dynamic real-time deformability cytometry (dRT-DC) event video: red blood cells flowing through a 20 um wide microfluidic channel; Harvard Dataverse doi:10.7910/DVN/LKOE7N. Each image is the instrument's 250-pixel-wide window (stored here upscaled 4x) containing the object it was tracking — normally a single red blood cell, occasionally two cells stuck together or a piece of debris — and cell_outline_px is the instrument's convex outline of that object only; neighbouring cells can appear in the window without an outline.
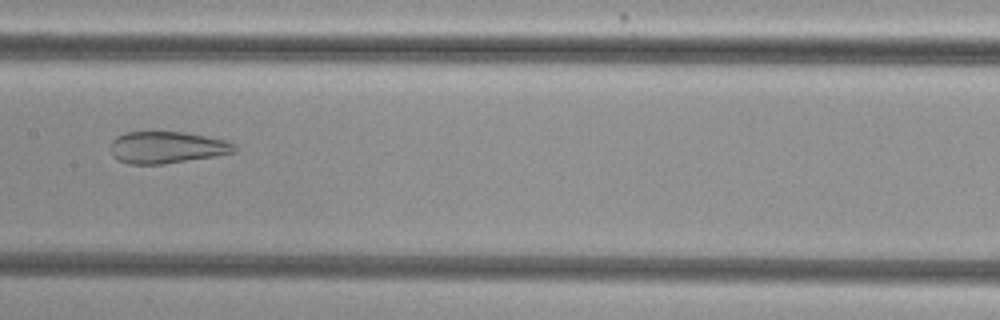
{"species": "common noctule bat (a hibernating species)", "species_latin": "Nyctalus noctula", "temperature_condition": "cold", "stored_images_in_passage": 54, "camera_frame_rate_fps": 3000, "um_per_image_px": 0.085, "animal": {"sex": "female", "body_mass_g": 29.2, "forearm_length_mm": 56.3}, "frame": {"image": 1, "passage_image": 28, "time_ms": 9.0, "image_size_px": [1000, 320], "cell_outline_px": [[236, 152], [164, 164], [128, 164], [112, 156], [112, 140], [116, 136], [124, 132], [188, 132], [228, 140], [236, 144]], "centroid_in_image_um": [14.21, 12.51], "position_along_channel_um": 193.2, "area_um2": 23.06}}
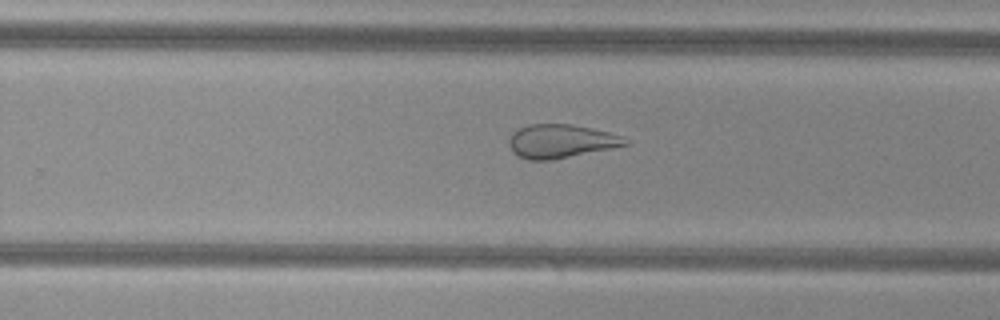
{"frame": {"image": 2, "passage_image": 35, "time_ms": 11.333, "image_size_px": [1000, 320], "cell_outline_px": [[628, 144], [612, 148], [552, 160], [528, 160], [516, 156], [512, 152], [508, 144], [508, 140], [512, 132], [528, 124], [572, 124], [592, 128], [624, 136]], "centroid_in_image_um": [47.62, 12.0], "position_along_channel_um": 282.2, "area_um2": 22.89}}
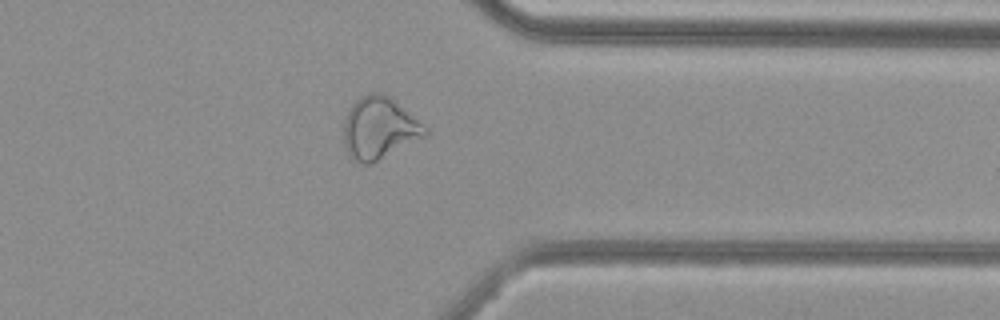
{"frame": {"image": 3, "passage_image": 43, "time_ms": 14.0, "image_size_px": [1000, 320], "cell_outline_px": [[428, 136], [368, 164], [364, 164], [348, 156], [344, 144], [344, 120], [352, 104], [360, 96], [372, 92], [376, 92], [388, 96], [428, 128]], "centroid_in_image_um": [32.23, 10.9], "position_along_channel_um": 379.2, "area_um2": 29.02}}